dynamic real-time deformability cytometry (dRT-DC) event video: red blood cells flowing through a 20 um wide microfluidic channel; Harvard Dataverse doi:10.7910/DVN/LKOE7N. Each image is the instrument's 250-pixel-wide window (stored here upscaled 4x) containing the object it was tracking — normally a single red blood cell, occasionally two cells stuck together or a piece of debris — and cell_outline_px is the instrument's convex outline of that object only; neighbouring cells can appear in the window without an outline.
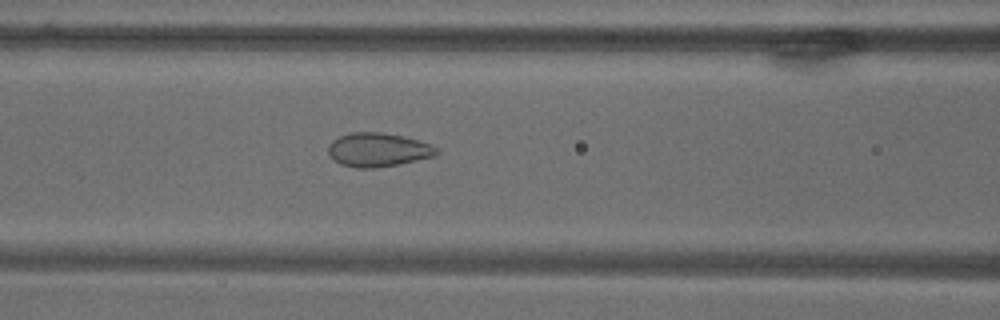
{"species": "common noctule bat (a hibernating species)", "species_latin": "Nyctalus noctula", "temperature_condition": "warm", "stored_images_in_passage": 72, "camera_frame_rate_fps": 3000, "um_per_image_px": 0.085, "animal": {"sex": "male", "body_mass_g": 18.8}, "frame": {"image": 1, "passage_image": 32, "time_ms": 10.333, "image_size_px": [1000, 320], "cell_outline_px": [[440, 152], [436, 156], [376, 168], [356, 168], [340, 164], [328, 152], [328, 144], [332, 140], [340, 136], [352, 132], [380, 132], [404, 136], [428, 144], [436, 148]], "centroid_in_image_um": [32.11, 12.73], "position_along_channel_um": 134.5, "area_um2": 21.15}}
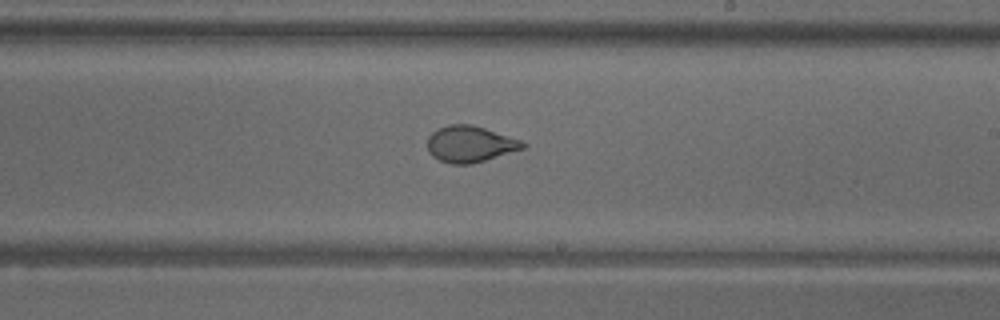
{"frame": {"image": 2, "passage_image": 44, "time_ms": 14.333, "image_size_px": [1000, 320], "cell_outline_px": [[528, 144], [524, 148], [472, 164], [452, 164], [440, 160], [432, 156], [428, 152], [428, 136], [432, 132], [448, 124], [472, 124], [520, 140]], "centroid_in_image_um": [39.93, 12.25], "position_along_channel_um": 249.1, "area_um2": 20.0}}
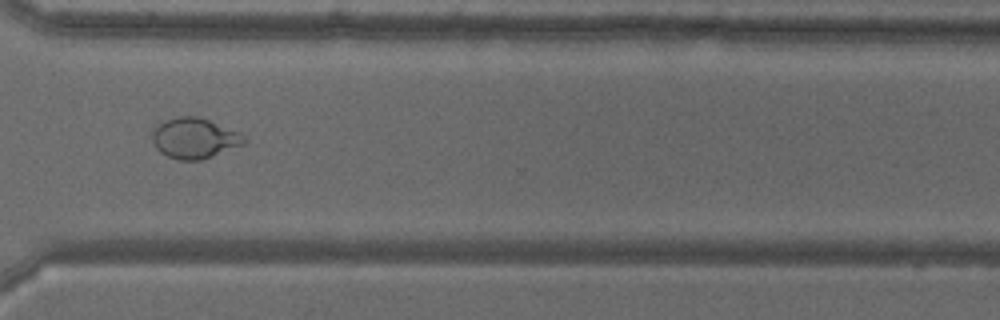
{"frame": {"image": 3, "passage_image": 55, "time_ms": 18.0, "image_size_px": [1000, 320], "cell_outline_px": [[248, 140], [244, 144], [200, 160], [180, 160], [168, 156], [160, 152], [156, 148], [152, 140], [152, 132], [164, 120], [176, 116], [200, 116], [240, 132]], "centroid_in_image_um": [16.54, 11.73], "position_along_channel_um": 354.1, "area_um2": 21.68}}